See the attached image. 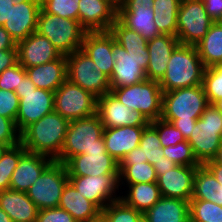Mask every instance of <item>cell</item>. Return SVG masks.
Instances as JSON below:
<instances>
[{
  "label": "cell",
  "mask_w": 222,
  "mask_h": 222,
  "mask_svg": "<svg viewBox=\"0 0 222 222\" xmlns=\"http://www.w3.org/2000/svg\"><path fill=\"white\" fill-rule=\"evenodd\" d=\"M18 63L24 68L52 62L62 55L56 47L38 32L17 43Z\"/></svg>",
  "instance_id": "obj_20"
},
{
  "label": "cell",
  "mask_w": 222,
  "mask_h": 222,
  "mask_svg": "<svg viewBox=\"0 0 222 222\" xmlns=\"http://www.w3.org/2000/svg\"><path fill=\"white\" fill-rule=\"evenodd\" d=\"M200 165L215 159L222 143V113L209 104L187 140Z\"/></svg>",
  "instance_id": "obj_3"
},
{
  "label": "cell",
  "mask_w": 222,
  "mask_h": 222,
  "mask_svg": "<svg viewBox=\"0 0 222 222\" xmlns=\"http://www.w3.org/2000/svg\"><path fill=\"white\" fill-rule=\"evenodd\" d=\"M0 222H13L2 208H0Z\"/></svg>",
  "instance_id": "obj_57"
},
{
  "label": "cell",
  "mask_w": 222,
  "mask_h": 222,
  "mask_svg": "<svg viewBox=\"0 0 222 222\" xmlns=\"http://www.w3.org/2000/svg\"><path fill=\"white\" fill-rule=\"evenodd\" d=\"M54 111L69 121L97 113V97L66 79L54 92Z\"/></svg>",
  "instance_id": "obj_10"
},
{
  "label": "cell",
  "mask_w": 222,
  "mask_h": 222,
  "mask_svg": "<svg viewBox=\"0 0 222 222\" xmlns=\"http://www.w3.org/2000/svg\"><path fill=\"white\" fill-rule=\"evenodd\" d=\"M198 166L176 165L167 171H155L163 197L189 201L193 195L194 176Z\"/></svg>",
  "instance_id": "obj_18"
},
{
  "label": "cell",
  "mask_w": 222,
  "mask_h": 222,
  "mask_svg": "<svg viewBox=\"0 0 222 222\" xmlns=\"http://www.w3.org/2000/svg\"><path fill=\"white\" fill-rule=\"evenodd\" d=\"M209 104L222 98V65L205 68L203 83Z\"/></svg>",
  "instance_id": "obj_40"
},
{
  "label": "cell",
  "mask_w": 222,
  "mask_h": 222,
  "mask_svg": "<svg viewBox=\"0 0 222 222\" xmlns=\"http://www.w3.org/2000/svg\"><path fill=\"white\" fill-rule=\"evenodd\" d=\"M164 121L172 123L177 129H179L184 136L185 140H188L192 130L194 129L197 121H180V119H162Z\"/></svg>",
  "instance_id": "obj_50"
},
{
  "label": "cell",
  "mask_w": 222,
  "mask_h": 222,
  "mask_svg": "<svg viewBox=\"0 0 222 222\" xmlns=\"http://www.w3.org/2000/svg\"><path fill=\"white\" fill-rule=\"evenodd\" d=\"M26 151L20 142L17 145L8 147L4 152L0 159V191L10 188L11 176L18 165L20 157Z\"/></svg>",
  "instance_id": "obj_38"
},
{
  "label": "cell",
  "mask_w": 222,
  "mask_h": 222,
  "mask_svg": "<svg viewBox=\"0 0 222 222\" xmlns=\"http://www.w3.org/2000/svg\"><path fill=\"white\" fill-rule=\"evenodd\" d=\"M189 222H222V206L211 201L191 199Z\"/></svg>",
  "instance_id": "obj_37"
},
{
  "label": "cell",
  "mask_w": 222,
  "mask_h": 222,
  "mask_svg": "<svg viewBox=\"0 0 222 222\" xmlns=\"http://www.w3.org/2000/svg\"><path fill=\"white\" fill-rule=\"evenodd\" d=\"M68 182L83 197L93 202L101 211L111 202L117 201L116 189L119 190V174L99 176H68ZM115 196H114V195Z\"/></svg>",
  "instance_id": "obj_13"
},
{
  "label": "cell",
  "mask_w": 222,
  "mask_h": 222,
  "mask_svg": "<svg viewBox=\"0 0 222 222\" xmlns=\"http://www.w3.org/2000/svg\"><path fill=\"white\" fill-rule=\"evenodd\" d=\"M9 146L4 143H0V159Z\"/></svg>",
  "instance_id": "obj_59"
},
{
  "label": "cell",
  "mask_w": 222,
  "mask_h": 222,
  "mask_svg": "<svg viewBox=\"0 0 222 222\" xmlns=\"http://www.w3.org/2000/svg\"><path fill=\"white\" fill-rule=\"evenodd\" d=\"M14 3V0H0V26H3L9 18L11 5Z\"/></svg>",
  "instance_id": "obj_53"
},
{
  "label": "cell",
  "mask_w": 222,
  "mask_h": 222,
  "mask_svg": "<svg viewBox=\"0 0 222 222\" xmlns=\"http://www.w3.org/2000/svg\"><path fill=\"white\" fill-rule=\"evenodd\" d=\"M26 75L37 88L55 92L67 79L66 56L38 66L25 68Z\"/></svg>",
  "instance_id": "obj_25"
},
{
  "label": "cell",
  "mask_w": 222,
  "mask_h": 222,
  "mask_svg": "<svg viewBox=\"0 0 222 222\" xmlns=\"http://www.w3.org/2000/svg\"><path fill=\"white\" fill-rule=\"evenodd\" d=\"M97 114L104 128L147 126L150 122L137 110H131L112 93L97 98Z\"/></svg>",
  "instance_id": "obj_16"
},
{
  "label": "cell",
  "mask_w": 222,
  "mask_h": 222,
  "mask_svg": "<svg viewBox=\"0 0 222 222\" xmlns=\"http://www.w3.org/2000/svg\"><path fill=\"white\" fill-rule=\"evenodd\" d=\"M36 32L45 36L61 55L68 56L81 49L87 31L78 20L48 14L40 9Z\"/></svg>",
  "instance_id": "obj_5"
},
{
  "label": "cell",
  "mask_w": 222,
  "mask_h": 222,
  "mask_svg": "<svg viewBox=\"0 0 222 222\" xmlns=\"http://www.w3.org/2000/svg\"><path fill=\"white\" fill-rule=\"evenodd\" d=\"M144 222H189V201L161 197L143 213Z\"/></svg>",
  "instance_id": "obj_28"
},
{
  "label": "cell",
  "mask_w": 222,
  "mask_h": 222,
  "mask_svg": "<svg viewBox=\"0 0 222 222\" xmlns=\"http://www.w3.org/2000/svg\"><path fill=\"white\" fill-rule=\"evenodd\" d=\"M205 67L194 45L180 44L172 53L163 78V92L202 85Z\"/></svg>",
  "instance_id": "obj_2"
},
{
  "label": "cell",
  "mask_w": 222,
  "mask_h": 222,
  "mask_svg": "<svg viewBox=\"0 0 222 222\" xmlns=\"http://www.w3.org/2000/svg\"><path fill=\"white\" fill-rule=\"evenodd\" d=\"M81 50L93 61L95 71L101 70L109 78L113 71V34L110 31L86 32Z\"/></svg>",
  "instance_id": "obj_21"
},
{
  "label": "cell",
  "mask_w": 222,
  "mask_h": 222,
  "mask_svg": "<svg viewBox=\"0 0 222 222\" xmlns=\"http://www.w3.org/2000/svg\"><path fill=\"white\" fill-rule=\"evenodd\" d=\"M111 92L129 109L142 113L149 122L161 118L163 91L157 81L146 79Z\"/></svg>",
  "instance_id": "obj_8"
},
{
  "label": "cell",
  "mask_w": 222,
  "mask_h": 222,
  "mask_svg": "<svg viewBox=\"0 0 222 222\" xmlns=\"http://www.w3.org/2000/svg\"><path fill=\"white\" fill-rule=\"evenodd\" d=\"M0 208L13 222H36L39 212L27 193L11 189L0 191Z\"/></svg>",
  "instance_id": "obj_27"
},
{
  "label": "cell",
  "mask_w": 222,
  "mask_h": 222,
  "mask_svg": "<svg viewBox=\"0 0 222 222\" xmlns=\"http://www.w3.org/2000/svg\"><path fill=\"white\" fill-rule=\"evenodd\" d=\"M26 75L25 68L18 62L0 73V89L15 91L22 78Z\"/></svg>",
  "instance_id": "obj_44"
},
{
  "label": "cell",
  "mask_w": 222,
  "mask_h": 222,
  "mask_svg": "<svg viewBox=\"0 0 222 222\" xmlns=\"http://www.w3.org/2000/svg\"><path fill=\"white\" fill-rule=\"evenodd\" d=\"M153 8L118 7L117 18L129 29L141 34L147 41L161 35L154 24Z\"/></svg>",
  "instance_id": "obj_29"
},
{
  "label": "cell",
  "mask_w": 222,
  "mask_h": 222,
  "mask_svg": "<svg viewBox=\"0 0 222 222\" xmlns=\"http://www.w3.org/2000/svg\"><path fill=\"white\" fill-rule=\"evenodd\" d=\"M15 93L19 97V109L15 122L20 132L31 123L54 111V92L37 88L27 75L22 78Z\"/></svg>",
  "instance_id": "obj_7"
},
{
  "label": "cell",
  "mask_w": 222,
  "mask_h": 222,
  "mask_svg": "<svg viewBox=\"0 0 222 222\" xmlns=\"http://www.w3.org/2000/svg\"><path fill=\"white\" fill-rule=\"evenodd\" d=\"M179 45L177 37L168 34L148 40L149 63L145 72L147 79L159 82L163 78L167 63Z\"/></svg>",
  "instance_id": "obj_23"
},
{
  "label": "cell",
  "mask_w": 222,
  "mask_h": 222,
  "mask_svg": "<svg viewBox=\"0 0 222 222\" xmlns=\"http://www.w3.org/2000/svg\"><path fill=\"white\" fill-rule=\"evenodd\" d=\"M176 165V163L164 156L163 159L153 164V167L155 171H167L169 169H173Z\"/></svg>",
  "instance_id": "obj_56"
},
{
  "label": "cell",
  "mask_w": 222,
  "mask_h": 222,
  "mask_svg": "<svg viewBox=\"0 0 222 222\" xmlns=\"http://www.w3.org/2000/svg\"><path fill=\"white\" fill-rule=\"evenodd\" d=\"M192 199L211 201L222 206V185L205 165L196 169Z\"/></svg>",
  "instance_id": "obj_33"
},
{
  "label": "cell",
  "mask_w": 222,
  "mask_h": 222,
  "mask_svg": "<svg viewBox=\"0 0 222 222\" xmlns=\"http://www.w3.org/2000/svg\"><path fill=\"white\" fill-rule=\"evenodd\" d=\"M207 14L214 22L222 21V0H203Z\"/></svg>",
  "instance_id": "obj_48"
},
{
  "label": "cell",
  "mask_w": 222,
  "mask_h": 222,
  "mask_svg": "<svg viewBox=\"0 0 222 222\" xmlns=\"http://www.w3.org/2000/svg\"><path fill=\"white\" fill-rule=\"evenodd\" d=\"M154 0H124L118 7H148L153 8Z\"/></svg>",
  "instance_id": "obj_54"
},
{
  "label": "cell",
  "mask_w": 222,
  "mask_h": 222,
  "mask_svg": "<svg viewBox=\"0 0 222 222\" xmlns=\"http://www.w3.org/2000/svg\"><path fill=\"white\" fill-rule=\"evenodd\" d=\"M126 196H119L128 206L145 213L162 197L156 182L128 184Z\"/></svg>",
  "instance_id": "obj_31"
},
{
  "label": "cell",
  "mask_w": 222,
  "mask_h": 222,
  "mask_svg": "<svg viewBox=\"0 0 222 222\" xmlns=\"http://www.w3.org/2000/svg\"><path fill=\"white\" fill-rule=\"evenodd\" d=\"M101 119L97 113L69 123L60 155L55 159L65 164L71 157L93 148L105 147Z\"/></svg>",
  "instance_id": "obj_4"
},
{
  "label": "cell",
  "mask_w": 222,
  "mask_h": 222,
  "mask_svg": "<svg viewBox=\"0 0 222 222\" xmlns=\"http://www.w3.org/2000/svg\"><path fill=\"white\" fill-rule=\"evenodd\" d=\"M67 183L65 164L54 160L26 193L39 210L56 208Z\"/></svg>",
  "instance_id": "obj_9"
},
{
  "label": "cell",
  "mask_w": 222,
  "mask_h": 222,
  "mask_svg": "<svg viewBox=\"0 0 222 222\" xmlns=\"http://www.w3.org/2000/svg\"><path fill=\"white\" fill-rule=\"evenodd\" d=\"M195 46L205 68L222 65V21L213 22Z\"/></svg>",
  "instance_id": "obj_30"
},
{
  "label": "cell",
  "mask_w": 222,
  "mask_h": 222,
  "mask_svg": "<svg viewBox=\"0 0 222 222\" xmlns=\"http://www.w3.org/2000/svg\"><path fill=\"white\" fill-rule=\"evenodd\" d=\"M40 0H30L11 5L9 18L3 27L16 44L37 31Z\"/></svg>",
  "instance_id": "obj_19"
},
{
  "label": "cell",
  "mask_w": 222,
  "mask_h": 222,
  "mask_svg": "<svg viewBox=\"0 0 222 222\" xmlns=\"http://www.w3.org/2000/svg\"><path fill=\"white\" fill-rule=\"evenodd\" d=\"M150 124L157 130L162 147H168L186 141L181 131L170 122L160 118L151 121Z\"/></svg>",
  "instance_id": "obj_43"
},
{
  "label": "cell",
  "mask_w": 222,
  "mask_h": 222,
  "mask_svg": "<svg viewBox=\"0 0 222 222\" xmlns=\"http://www.w3.org/2000/svg\"><path fill=\"white\" fill-rule=\"evenodd\" d=\"M139 146L142 148L143 158L151 165L165 156L157 130L150 123L143 129Z\"/></svg>",
  "instance_id": "obj_39"
},
{
  "label": "cell",
  "mask_w": 222,
  "mask_h": 222,
  "mask_svg": "<svg viewBox=\"0 0 222 222\" xmlns=\"http://www.w3.org/2000/svg\"><path fill=\"white\" fill-rule=\"evenodd\" d=\"M214 161H215L216 163L222 164V143H221V146H220V148H219V150H218V152H217V155L215 156Z\"/></svg>",
  "instance_id": "obj_58"
},
{
  "label": "cell",
  "mask_w": 222,
  "mask_h": 222,
  "mask_svg": "<svg viewBox=\"0 0 222 222\" xmlns=\"http://www.w3.org/2000/svg\"><path fill=\"white\" fill-rule=\"evenodd\" d=\"M214 21L203 0H181L177 15V39L182 45H196Z\"/></svg>",
  "instance_id": "obj_11"
},
{
  "label": "cell",
  "mask_w": 222,
  "mask_h": 222,
  "mask_svg": "<svg viewBox=\"0 0 222 222\" xmlns=\"http://www.w3.org/2000/svg\"><path fill=\"white\" fill-rule=\"evenodd\" d=\"M70 121L52 111L21 132L23 147L33 153L56 159L63 148Z\"/></svg>",
  "instance_id": "obj_1"
},
{
  "label": "cell",
  "mask_w": 222,
  "mask_h": 222,
  "mask_svg": "<svg viewBox=\"0 0 222 222\" xmlns=\"http://www.w3.org/2000/svg\"><path fill=\"white\" fill-rule=\"evenodd\" d=\"M163 152L169 160L177 165L200 166L187 140L176 145L163 147Z\"/></svg>",
  "instance_id": "obj_42"
},
{
  "label": "cell",
  "mask_w": 222,
  "mask_h": 222,
  "mask_svg": "<svg viewBox=\"0 0 222 222\" xmlns=\"http://www.w3.org/2000/svg\"><path fill=\"white\" fill-rule=\"evenodd\" d=\"M143 162H147V159L143 158L142 148L138 146L137 148L132 149L128 154H126L119 165H134V163Z\"/></svg>",
  "instance_id": "obj_51"
},
{
  "label": "cell",
  "mask_w": 222,
  "mask_h": 222,
  "mask_svg": "<svg viewBox=\"0 0 222 222\" xmlns=\"http://www.w3.org/2000/svg\"><path fill=\"white\" fill-rule=\"evenodd\" d=\"M19 97L15 91L0 89V116L16 121Z\"/></svg>",
  "instance_id": "obj_45"
},
{
  "label": "cell",
  "mask_w": 222,
  "mask_h": 222,
  "mask_svg": "<svg viewBox=\"0 0 222 222\" xmlns=\"http://www.w3.org/2000/svg\"><path fill=\"white\" fill-rule=\"evenodd\" d=\"M18 62L17 49L0 50V73Z\"/></svg>",
  "instance_id": "obj_49"
},
{
  "label": "cell",
  "mask_w": 222,
  "mask_h": 222,
  "mask_svg": "<svg viewBox=\"0 0 222 222\" xmlns=\"http://www.w3.org/2000/svg\"><path fill=\"white\" fill-rule=\"evenodd\" d=\"M16 42L3 26H0V50L17 49Z\"/></svg>",
  "instance_id": "obj_52"
},
{
  "label": "cell",
  "mask_w": 222,
  "mask_h": 222,
  "mask_svg": "<svg viewBox=\"0 0 222 222\" xmlns=\"http://www.w3.org/2000/svg\"><path fill=\"white\" fill-rule=\"evenodd\" d=\"M78 21L87 32L110 31L117 20L118 5L112 0H80Z\"/></svg>",
  "instance_id": "obj_17"
},
{
  "label": "cell",
  "mask_w": 222,
  "mask_h": 222,
  "mask_svg": "<svg viewBox=\"0 0 222 222\" xmlns=\"http://www.w3.org/2000/svg\"><path fill=\"white\" fill-rule=\"evenodd\" d=\"M36 222H77L73 216L59 208H47L39 210Z\"/></svg>",
  "instance_id": "obj_47"
},
{
  "label": "cell",
  "mask_w": 222,
  "mask_h": 222,
  "mask_svg": "<svg viewBox=\"0 0 222 222\" xmlns=\"http://www.w3.org/2000/svg\"><path fill=\"white\" fill-rule=\"evenodd\" d=\"M214 106L218 109V111L220 113H222V98L217 100L215 103H214Z\"/></svg>",
  "instance_id": "obj_60"
},
{
  "label": "cell",
  "mask_w": 222,
  "mask_h": 222,
  "mask_svg": "<svg viewBox=\"0 0 222 222\" xmlns=\"http://www.w3.org/2000/svg\"><path fill=\"white\" fill-rule=\"evenodd\" d=\"M123 180L127 184L151 183L157 181V175L149 162L119 165V182L123 184Z\"/></svg>",
  "instance_id": "obj_35"
},
{
  "label": "cell",
  "mask_w": 222,
  "mask_h": 222,
  "mask_svg": "<svg viewBox=\"0 0 222 222\" xmlns=\"http://www.w3.org/2000/svg\"><path fill=\"white\" fill-rule=\"evenodd\" d=\"M58 207L69 212L77 222H94L101 218V210L69 182L63 189Z\"/></svg>",
  "instance_id": "obj_26"
},
{
  "label": "cell",
  "mask_w": 222,
  "mask_h": 222,
  "mask_svg": "<svg viewBox=\"0 0 222 222\" xmlns=\"http://www.w3.org/2000/svg\"><path fill=\"white\" fill-rule=\"evenodd\" d=\"M181 0H154V24L161 34L177 36V15Z\"/></svg>",
  "instance_id": "obj_34"
},
{
  "label": "cell",
  "mask_w": 222,
  "mask_h": 222,
  "mask_svg": "<svg viewBox=\"0 0 222 222\" xmlns=\"http://www.w3.org/2000/svg\"><path fill=\"white\" fill-rule=\"evenodd\" d=\"M21 142V132L12 119L0 116V143L7 144L9 147Z\"/></svg>",
  "instance_id": "obj_46"
},
{
  "label": "cell",
  "mask_w": 222,
  "mask_h": 222,
  "mask_svg": "<svg viewBox=\"0 0 222 222\" xmlns=\"http://www.w3.org/2000/svg\"><path fill=\"white\" fill-rule=\"evenodd\" d=\"M208 105L203 85L163 92L161 119L197 121Z\"/></svg>",
  "instance_id": "obj_6"
},
{
  "label": "cell",
  "mask_w": 222,
  "mask_h": 222,
  "mask_svg": "<svg viewBox=\"0 0 222 222\" xmlns=\"http://www.w3.org/2000/svg\"><path fill=\"white\" fill-rule=\"evenodd\" d=\"M53 161L46 155L26 151L11 176L9 189L26 193Z\"/></svg>",
  "instance_id": "obj_22"
},
{
  "label": "cell",
  "mask_w": 222,
  "mask_h": 222,
  "mask_svg": "<svg viewBox=\"0 0 222 222\" xmlns=\"http://www.w3.org/2000/svg\"><path fill=\"white\" fill-rule=\"evenodd\" d=\"M115 4L120 5L124 0H112Z\"/></svg>",
  "instance_id": "obj_61"
},
{
  "label": "cell",
  "mask_w": 222,
  "mask_h": 222,
  "mask_svg": "<svg viewBox=\"0 0 222 222\" xmlns=\"http://www.w3.org/2000/svg\"><path fill=\"white\" fill-rule=\"evenodd\" d=\"M25 1H30V0H14L15 3H22V2H25Z\"/></svg>",
  "instance_id": "obj_62"
},
{
  "label": "cell",
  "mask_w": 222,
  "mask_h": 222,
  "mask_svg": "<svg viewBox=\"0 0 222 222\" xmlns=\"http://www.w3.org/2000/svg\"><path fill=\"white\" fill-rule=\"evenodd\" d=\"M65 167L68 176L119 174V163L107 152L106 147L93 148L71 157Z\"/></svg>",
  "instance_id": "obj_15"
},
{
  "label": "cell",
  "mask_w": 222,
  "mask_h": 222,
  "mask_svg": "<svg viewBox=\"0 0 222 222\" xmlns=\"http://www.w3.org/2000/svg\"><path fill=\"white\" fill-rule=\"evenodd\" d=\"M115 61L110 80V92L113 89L138 84L147 79L146 70L149 58H135L116 43L113 36L112 56Z\"/></svg>",
  "instance_id": "obj_14"
},
{
  "label": "cell",
  "mask_w": 222,
  "mask_h": 222,
  "mask_svg": "<svg viewBox=\"0 0 222 222\" xmlns=\"http://www.w3.org/2000/svg\"><path fill=\"white\" fill-rule=\"evenodd\" d=\"M94 222H104L101 218L97 221H94Z\"/></svg>",
  "instance_id": "obj_63"
},
{
  "label": "cell",
  "mask_w": 222,
  "mask_h": 222,
  "mask_svg": "<svg viewBox=\"0 0 222 222\" xmlns=\"http://www.w3.org/2000/svg\"><path fill=\"white\" fill-rule=\"evenodd\" d=\"M67 79L82 89L101 97L110 92L109 77L101 70H93L94 61L81 49L66 56Z\"/></svg>",
  "instance_id": "obj_12"
},
{
  "label": "cell",
  "mask_w": 222,
  "mask_h": 222,
  "mask_svg": "<svg viewBox=\"0 0 222 222\" xmlns=\"http://www.w3.org/2000/svg\"><path fill=\"white\" fill-rule=\"evenodd\" d=\"M145 127L146 126H121L104 128L103 140L107 152L120 163L126 154L139 146Z\"/></svg>",
  "instance_id": "obj_24"
},
{
  "label": "cell",
  "mask_w": 222,
  "mask_h": 222,
  "mask_svg": "<svg viewBox=\"0 0 222 222\" xmlns=\"http://www.w3.org/2000/svg\"><path fill=\"white\" fill-rule=\"evenodd\" d=\"M205 166L212 172L216 180L222 185V164L216 163L214 160L209 161Z\"/></svg>",
  "instance_id": "obj_55"
},
{
  "label": "cell",
  "mask_w": 222,
  "mask_h": 222,
  "mask_svg": "<svg viewBox=\"0 0 222 222\" xmlns=\"http://www.w3.org/2000/svg\"><path fill=\"white\" fill-rule=\"evenodd\" d=\"M110 32L116 43L123 47L130 56L135 58H149L148 41L138 32L127 28L118 18L112 24Z\"/></svg>",
  "instance_id": "obj_32"
},
{
  "label": "cell",
  "mask_w": 222,
  "mask_h": 222,
  "mask_svg": "<svg viewBox=\"0 0 222 222\" xmlns=\"http://www.w3.org/2000/svg\"><path fill=\"white\" fill-rule=\"evenodd\" d=\"M104 222H144L143 213L126 205L121 199L109 203L101 211Z\"/></svg>",
  "instance_id": "obj_36"
},
{
  "label": "cell",
  "mask_w": 222,
  "mask_h": 222,
  "mask_svg": "<svg viewBox=\"0 0 222 222\" xmlns=\"http://www.w3.org/2000/svg\"><path fill=\"white\" fill-rule=\"evenodd\" d=\"M41 9L48 14L66 19L78 20L80 0H40Z\"/></svg>",
  "instance_id": "obj_41"
}]
</instances>
